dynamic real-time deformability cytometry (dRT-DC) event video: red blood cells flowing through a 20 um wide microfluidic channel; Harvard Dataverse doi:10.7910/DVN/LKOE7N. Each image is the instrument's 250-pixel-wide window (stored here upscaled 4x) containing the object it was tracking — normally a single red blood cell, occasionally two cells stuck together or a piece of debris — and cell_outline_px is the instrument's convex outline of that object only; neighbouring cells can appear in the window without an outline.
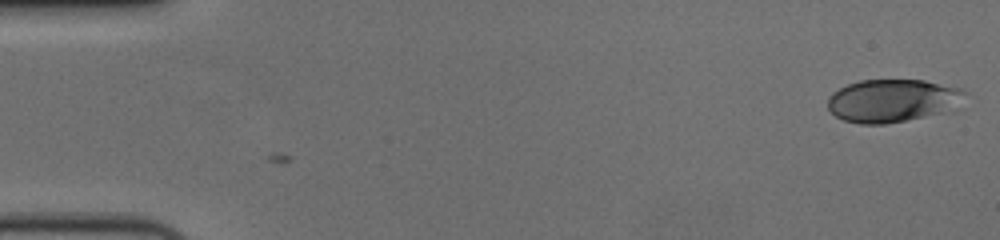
{"species": "human", "species_latin": "Homo sapiens", "temperature_condition": "cold", "stored_images_in_passage": 56, "camera_frame_rate_fps": 3000, "um_per_image_px": 0.085, "donor": {"sex": "female"}, "frame": {"image": 1, "passage_image": 1, "time_ms": 0.0, "image_size_px": [1000, 240], "cell_outline_px": [[968, 92], [960, 108], [956, 112], [884, 124], [860, 124], [844, 120], [836, 116], [828, 108], [828, 96], [832, 92], [848, 84], [860, 80], [924, 80], [964, 88]], "centroid_in_image_um": [76.01, 8.56], "position_along_channel_um": 9.0, "area_um2": 35.37}}
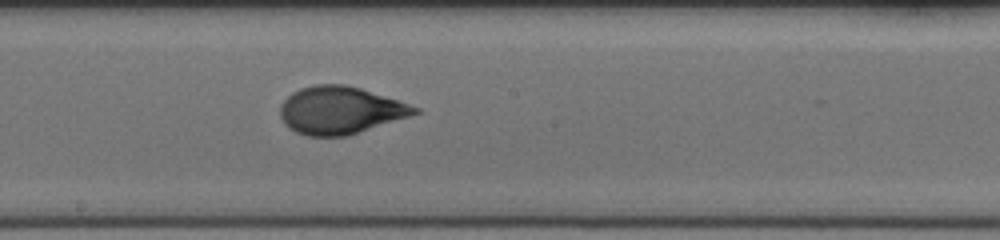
{"frame": {"image": 2, "passage_image": 31, "time_ms": 10.0, "image_size_px": [1000, 240], "cell_outline_px": [[420, 112], [348, 136], [308, 136], [296, 132], [288, 128], [284, 124], [280, 116], [280, 104], [292, 92], [300, 88], [316, 84], [348, 84], [420, 108]], "centroid_in_image_um": [28.86, 9.37], "position_along_channel_um": 219.3, "area_um2": 37.05}}
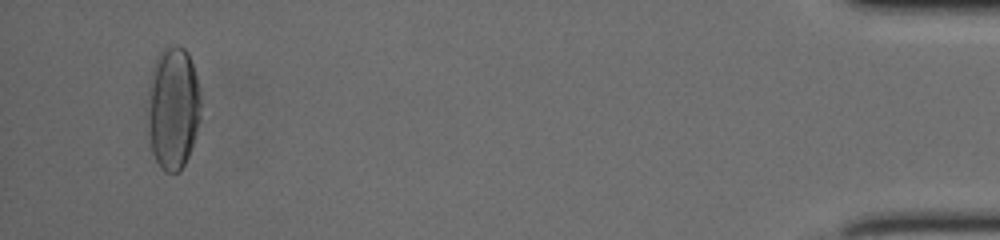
{"frame": {"image": 3, "passage_image": 54, "time_ms": 17.667, "image_size_px": [1000, 240], "cell_outline_px": [[200, 120], [188, 156], [180, 172], [164, 172], [160, 168], [152, 152], [148, 128], [148, 116], [152, 76], [156, 56], [168, 44], [180, 44], [188, 52], [196, 76], [200, 96]], "centroid_in_image_um": [14.73, 9.18], "position_along_channel_um": 420.5, "area_um2": 37.74}, "authors_computed_cell_mechanics": {"area_um2": 35.5181, "velocity_mm_per_s": 3.6479, "shape_relaxation_time_tau1_ms": 3.4058, "shape_relaxation_time_tau2_ms": 0.8209, "deformation_change_tau1": 0.1832, "deformation_change_tau2": 0.0617}}